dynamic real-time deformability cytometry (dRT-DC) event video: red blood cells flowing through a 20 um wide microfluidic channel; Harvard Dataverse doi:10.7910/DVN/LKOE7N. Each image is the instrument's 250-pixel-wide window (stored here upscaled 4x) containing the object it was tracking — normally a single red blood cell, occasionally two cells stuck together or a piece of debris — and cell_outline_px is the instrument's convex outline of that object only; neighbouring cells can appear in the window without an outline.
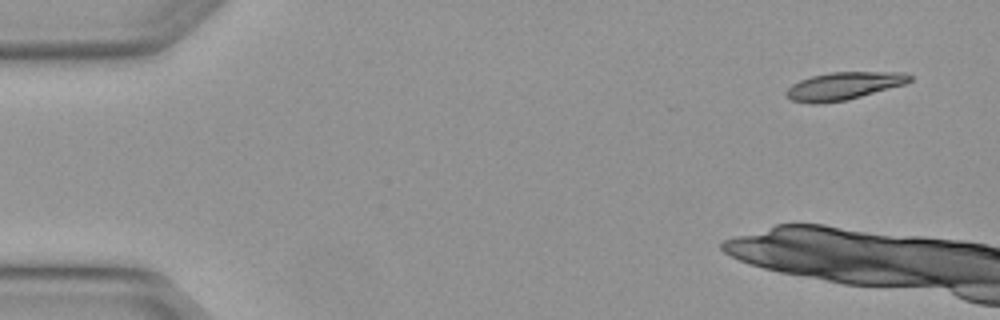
{"species": "Egyptian fruit bat (a non-hibernating species)", "species_latin": "Rousettus aegyptiacus", "temperature_condition": "warm", "stored_images_in_passage": 3, "camera_frame_rate_fps": 3000, "um_per_image_px": 0.085, "animal": {"sex": "female"}, "frame": {"image": 1, "passage_image": 1, "time_ms": 0.0, "image_size_px": [1000, 320], "cell_outline_px": [[912, 80], [904, 84], [848, 100], [816, 104], [812, 104], [792, 100], [784, 96], [784, 92], [792, 84], [800, 80], [812, 76], [828, 72], [904, 72], [912, 76]], "centroid_in_image_um": [71.68, 7.31], "position_along_channel_um": 13.3, "area_um2": 20.0}}